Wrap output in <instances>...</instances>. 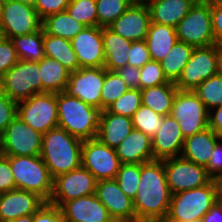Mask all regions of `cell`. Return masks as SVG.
<instances>
[{
  "label": "cell",
  "mask_w": 222,
  "mask_h": 222,
  "mask_svg": "<svg viewBox=\"0 0 222 222\" xmlns=\"http://www.w3.org/2000/svg\"><path fill=\"white\" fill-rule=\"evenodd\" d=\"M151 59L150 53L145 40L134 41L131 44L128 64L133 67L141 68Z\"/></svg>",
  "instance_id": "45"
},
{
  "label": "cell",
  "mask_w": 222,
  "mask_h": 222,
  "mask_svg": "<svg viewBox=\"0 0 222 222\" xmlns=\"http://www.w3.org/2000/svg\"><path fill=\"white\" fill-rule=\"evenodd\" d=\"M70 0H36L35 9L41 20L58 12L66 11Z\"/></svg>",
  "instance_id": "46"
},
{
  "label": "cell",
  "mask_w": 222,
  "mask_h": 222,
  "mask_svg": "<svg viewBox=\"0 0 222 222\" xmlns=\"http://www.w3.org/2000/svg\"><path fill=\"white\" fill-rule=\"evenodd\" d=\"M19 61L16 49L9 38L0 36V77Z\"/></svg>",
  "instance_id": "43"
},
{
  "label": "cell",
  "mask_w": 222,
  "mask_h": 222,
  "mask_svg": "<svg viewBox=\"0 0 222 222\" xmlns=\"http://www.w3.org/2000/svg\"><path fill=\"white\" fill-rule=\"evenodd\" d=\"M33 222H64L59 207L45 202L34 214Z\"/></svg>",
  "instance_id": "47"
},
{
  "label": "cell",
  "mask_w": 222,
  "mask_h": 222,
  "mask_svg": "<svg viewBox=\"0 0 222 222\" xmlns=\"http://www.w3.org/2000/svg\"><path fill=\"white\" fill-rule=\"evenodd\" d=\"M193 92L208 111L222 105V70L203 81Z\"/></svg>",
  "instance_id": "35"
},
{
  "label": "cell",
  "mask_w": 222,
  "mask_h": 222,
  "mask_svg": "<svg viewBox=\"0 0 222 222\" xmlns=\"http://www.w3.org/2000/svg\"><path fill=\"white\" fill-rule=\"evenodd\" d=\"M133 3V0H96L98 26L109 27Z\"/></svg>",
  "instance_id": "37"
},
{
  "label": "cell",
  "mask_w": 222,
  "mask_h": 222,
  "mask_svg": "<svg viewBox=\"0 0 222 222\" xmlns=\"http://www.w3.org/2000/svg\"><path fill=\"white\" fill-rule=\"evenodd\" d=\"M162 122L163 116L144 105H141L132 117L133 129L142 131L150 138L159 131Z\"/></svg>",
  "instance_id": "38"
},
{
  "label": "cell",
  "mask_w": 222,
  "mask_h": 222,
  "mask_svg": "<svg viewBox=\"0 0 222 222\" xmlns=\"http://www.w3.org/2000/svg\"><path fill=\"white\" fill-rule=\"evenodd\" d=\"M178 88L174 82L141 90L142 105L149 107L161 116L170 115Z\"/></svg>",
  "instance_id": "29"
},
{
  "label": "cell",
  "mask_w": 222,
  "mask_h": 222,
  "mask_svg": "<svg viewBox=\"0 0 222 222\" xmlns=\"http://www.w3.org/2000/svg\"><path fill=\"white\" fill-rule=\"evenodd\" d=\"M72 47L77 55L80 68L104 67L105 54L102 28L84 27L72 40Z\"/></svg>",
  "instance_id": "18"
},
{
  "label": "cell",
  "mask_w": 222,
  "mask_h": 222,
  "mask_svg": "<svg viewBox=\"0 0 222 222\" xmlns=\"http://www.w3.org/2000/svg\"><path fill=\"white\" fill-rule=\"evenodd\" d=\"M43 46L46 57L59 61L70 72L80 68L71 40L46 34L43 30Z\"/></svg>",
  "instance_id": "31"
},
{
  "label": "cell",
  "mask_w": 222,
  "mask_h": 222,
  "mask_svg": "<svg viewBox=\"0 0 222 222\" xmlns=\"http://www.w3.org/2000/svg\"><path fill=\"white\" fill-rule=\"evenodd\" d=\"M14 189L15 181L9 160L2 156L0 157V194Z\"/></svg>",
  "instance_id": "48"
},
{
  "label": "cell",
  "mask_w": 222,
  "mask_h": 222,
  "mask_svg": "<svg viewBox=\"0 0 222 222\" xmlns=\"http://www.w3.org/2000/svg\"><path fill=\"white\" fill-rule=\"evenodd\" d=\"M132 118L102 111L96 138L111 148L117 147L132 131Z\"/></svg>",
  "instance_id": "26"
},
{
  "label": "cell",
  "mask_w": 222,
  "mask_h": 222,
  "mask_svg": "<svg viewBox=\"0 0 222 222\" xmlns=\"http://www.w3.org/2000/svg\"><path fill=\"white\" fill-rule=\"evenodd\" d=\"M115 72L126 82L129 89H139L140 68L128 64Z\"/></svg>",
  "instance_id": "50"
},
{
  "label": "cell",
  "mask_w": 222,
  "mask_h": 222,
  "mask_svg": "<svg viewBox=\"0 0 222 222\" xmlns=\"http://www.w3.org/2000/svg\"><path fill=\"white\" fill-rule=\"evenodd\" d=\"M212 181L215 186L217 203L222 205V173H220V174L216 175L214 178H212Z\"/></svg>",
  "instance_id": "54"
},
{
  "label": "cell",
  "mask_w": 222,
  "mask_h": 222,
  "mask_svg": "<svg viewBox=\"0 0 222 222\" xmlns=\"http://www.w3.org/2000/svg\"><path fill=\"white\" fill-rule=\"evenodd\" d=\"M82 142L58 126L42 135L40 157L53 179L81 166Z\"/></svg>",
  "instance_id": "2"
},
{
  "label": "cell",
  "mask_w": 222,
  "mask_h": 222,
  "mask_svg": "<svg viewBox=\"0 0 222 222\" xmlns=\"http://www.w3.org/2000/svg\"><path fill=\"white\" fill-rule=\"evenodd\" d=\"M66 11L86 27L98 26L96 0H70Z\"/></svg>",
  "instance_id": "39"
},
{
  "label": "cell",
  "mask_w": 222,
  "mask_h": 222,
  "mask_svg": "<svg viewBox=\"0 0 222 222\" xmlns=\"http://www.w3.org/2000/svg\"><path fill=\"white\" fill-rule=\"evenodd\" d=\"M151 23L146 3H133L109 28L123 38L134 41L145 40Z\"/></svg>",
  "instance_id": "19"
},
{
  "label": "cell",
  "mask_w": 222,
  "mask_h": 222,
  "mask_svg": "<svg viewBox=\"0 0 222 222\" xmlns=\"http://www.w3.org/2000/svg\"><path fill=\"white\" fill-rule=\"evenodd\" d=\"M3 156V141H2V133L0 132V157Z\"/></svg>",
  "instance_id": "57"
},
{
  "label": "cell",
  "mask_w": 222,
  "mask_h": 222,
  "mask_svg": "<svg viewBox=\"0 0 222 222\" xmlns=\"http://www.w3.org/2000/svg\"><path fill=\"white\" fill-rule=\"evenodd\" d=\"M95 195L113 219L136 222L133 200L121 190L115 179L97 181Z\"/></svg>",
  "instance_id": "17"
},
{
  "label": "cell",
  "mask_w": 222,
  "mask_h": 222,
  "mask_svg": "<svg viewBox=\"0 0 222 222\" xmlns=\"http://www.w3.org/2000/svg\"><path fill=\"white\" fill-rule=\"evenodd\" d=\"M17 116L42 135L58 126L57 94L38 93L17 103Z\"/></svg>",
  "instance_id": "9"
},
{
  "label": "cell",
  "mask_w": 222,
  "mask_h": 222,
  "mask_svg": "<svg viewBox=\"0 0 222 222\" xmlns=\"http://www.w3.org/2000/svg\"><path fill=\"white\" fill-rule=\"evenodd\" d=\"M16 49L19 60L39 62L45 57L43 46V28L30 34L10 39Z\"/></svg>",
  "instance_id": "34"
},
{
  "label": "cell",
  "mask_w": 222,
  "mask_h": 222,
  "mask_svg": "<svg viewBox=\"0 0 222 222\" xmlns=\"http://www.w3.org/2000/svg\"><path fill=\"white\" fill-rule=\"evenodd\" d=\"M97 179L83 166L54 178L48 203L61 207L70 200L95 194Z\"/></svg>",
  "instance_id": "14"
},
{
  "label": "cell",
  "mask_w": 222,
  "mask_h": 222,
  "mask_svg": "<svg viewBox=\"0 0 222 222\" xmlns=\"http://www.w3.org/2000/svg\"><path fill=\"white\" fill-rule=\"evenodd\" d=\"M60 210L64 222H109L113 219L95 194L65 202Z\"/></svg>",
  "instance_id": "21"
},
{
  "label": "cell",
  "mask_w": 222,
  "mask_h": 222,
  "mask_svg": "<svg viewBox=\"0 0 222 222\" xmlns=\"http://www.w3.org/2000/svg\"><path fill=\"white\" fill-rule=\"evenodd\" d=\"M10 222H33V214L21 216L13 221H10Z\"/></svg>",
  "instance_id": "55"
},
{
  "label": "cell",
  "mask_w": 222,
  "mask_h": 222,
  "mask_svg": "<svg viewBox=\"0 0 222 222\" xmlns=\"http://www.w3.org/2000/svg\"><path fill=\"white\" fill-rule=\"evenodd\" d=\"M220 140L218 135L210 127H207L185 138L180 156L205 167L212 155V150Z\"/></svg>",
  "instance_id": "24"
},
{
  "label": "cell",
  "mask_w": 222,
  "mask_h": 222,
  "mask_svg": "<svg viewBox=\"0 0 222 222\" xmlns=\"http://www.w3.org/2000/svg\"><path fill=\"white\" fill-rule=\"evenodd\" d=\"M42 93L64 92L69 81L70 71L59 61L44 57L39 62Z\"/></svg>",
  "instance_id": "30"
},
{
  "label": "cell",
  "mask_w": 222,
  "mask_h": 222,
  "mask_svg": "<svg viewBox=\"0 0 222 222\" xmlns=\"http://www.w3.org/2000/svg\"><path fill=\"white\" fill-rule=\"evenodd\" d=\"M221 70V47L218 45L195 47L175 86L178 90L193 91L203 81Z\"/></svg>",
  "instance_id": "6"
},
{
  "label": "cell",
  "mask_w": 222,
  "mask_h": 222,
  "mask_svg": "<svg viewBox=\"0 0 222 222\" xmlns=\"http://www.w3.org/2000/svg\"><path fill=\"white\" fill-rule=\"evenodd\" d=\"M184 140L178 121L171 115L163 116L159 131L151 138L154 160L180 156Z\"/></svg>",
  "instance_id": "20"
},
{
  "label": "cell",
  "mask_w": 222,
  "mask_h": 222,
  "mask_svg": "<svg viewBox=\"0 0 222 222\" xmlns=\"http://www.w3.org/2000/svg\"><path fill=\"white\" fill-rule=\"evenodd\" d=\"M120 165L114 148L97 138L82 142L81 166L90 171L97 181L115 179Z\"/></svg>",
  "instance_id": "13"
},
{
  "label": "cell",
  "mask_w": 222,
  "mask_h": 222,
  "mask_svg": "<svg viewBox=\"0 0 222 222\" xmlns=\"http://www.w3.org/2000/svg\"><path fill=\"white\" fill-rule=\"evenodd\" d=\"M145 41L151 59L161 62L178 41L176 28L151 22Z\"/></svg>",
  "instance_id": "28"
},
{
  "label": "cell",
  "mask_w": 222,
  "mask_h": 222,
  "mask_svg": "<svg viewBox=\"0 0 222 222\" xmlns=\"http://www.w3.org/2000/svg\"><path fill=\"white\" fill-rule=\"evenodd\" d=\"M17 116V103L7 94L0 91V132L6 130L8 124Z\"/></svg>",
  "instance_id": "44"
},
{
  "label": "cell",
  "mask_w": 222,
  "mask_h": 222,
  "mask_svg": "<svg viewBox=\"0 0 222 222\" xmlns=\"http://www.w3.org/2000/svg\"><path fill=\"white\" fill-rule=\"evenodd\" d=\"M150 0H133L134 3H147Z\"/></svg>",
  "instance_id": "58"
},
{
  "label": "cell",
  "mask_w": 222,
  "mask_h": 222,
  "mask_svg": "<svg viewBox=\"0 0 222 222\" xmlns=\"http://www.w3.org/2000/svg\"><path fill=\"white\" fill-rule=\"evenodd\" d=\"M45 201L33 192L14 189L0 194V222L34 214Z\"/></svg>",
  "instance_id": "22"
},
{
  "label": "cell",
  "mask_w": 222,
  "mask_h": 222,
  "mask_svg": "<svg viewBox=\"0 0 222 222\" xmlns=\"http://www.w3.org/2000/svg\"><path fill=\"white\" fill-rule=\"evenodd\" d=\"M145 222H166L165 220H158V221H145Z\"/></svg>",
  "instance_id": "61"
},
{
  "label": "cell",
  "mask_w": 222,
  "mask_h": 222,
  "mask_svg": "<svg viewBox=\"0 0 222 222\" xmlns=\"http://www.w3.org/2000/svg\"><path fill=\"white\" fill-rule=\"evenodd\" d=\"M186 222H202V221H186Z\"/></svg>",
  "instance_id": "62"
},
{
  "label": "cell",
  "mask_w": 222,
  "mask_h": 222,
  "mask_svg": "<svg viewBox=\"0 0 222 222\" xmlns=\"http://www.w3.org/2000/svg\"><path fill=\"white\" fill-rule=\"evenodd\" d=\"M1 91L16 103L42 93L39 63L19 60L1 77Z\"/></svg>",
  "instance_id": "8"
},
{
  "label": "cell",
  "mask_w": 222,
  "mask_h": 222,
  "mask_svg": "<svg viewBox=\"0 0 222 222\" xmlns=\"http://www.w3.org/2000/svg\"><path fill=\"white\" fill-rule=\"evenodd\" d=\"M16 1H19L23 4H26L32 7H35V4H36V0H16Z\"/></svg>",
  "instance_id": "56"
},
{
  "label": "cell",
  "mask_w": 222,
  "mask_h": 222,
  "mask_svg": "<svg viewBox=\"0 0 222 222\" xmlns=\"http://www.w3.org/2000/svg\"><path fill=\"white\" fill-rule=\"evenodd\" d=\"M217 202L213 181L195 189L171 194L166 222L202 221Z\"/></svg>",
  "instance_id": "5"
},
{
  "label": "cell",
  "mask_w": 222,
  "mask_h": 222,
  "mask_svg": "<svg viewBox=\"0 0 222 222\" xmlns=\"http://www.w3.org/2000/svg\"><path fill=\"white\" fill-rule=\"evenodd\" d=\"M104 82V67L79 68L70 72L65 93L84 103L101 109V89Z\"/></svg>",
  "instance_id": "16"
},
{
  "label": "cell",
  "mask_w": 222,
  "mask_h": 222,
  "mask_svg": "<svg viewBox=\"0 0 222 222\" xmlns=\"http://www.w3.org/2000/svg\"><path fill=\"white\" fill-rule=\"evenodd\" d=\"M142 105L141 90L128 89L107 110L117 115H123L132 118L136 110Z\"/></svg>",
  "instance_id": "41"
},
{
  "label": "cell",
  "mask_w": 222,
  "mask_h": 222,
  "mask_svg": "<svg viewBox=\"0 0 222 222\" xmlns=\"http://www.w3.org/2000/svg\"><path fill=\"white\" fill-rule=\"evenodd\" d=\"M115 180L121 190L133 200L140 181V164H121Z\"/></svg>",
  "instance_id": "40"
},
{
  "label": "cell",
  "mask_w": 222,
  "mask_h": 222,
  "mask_svg": "<svg viewBox=\"0 0 222 222\" xmlns=\"http://www.w3.org/2000/svg\"><path fill=\"white\" fill-rule=\"evenodd\" d=\"M194 48L192 45L177 41L163 58L160 65L169 81L175 83L178 80Z\"/></svg>",
  "instance_id": "33"
},
{
  "label": "cell",
  "mask_w": 222,
  "mask_h": 222,
  "mask_svg": "<svg viewBox=\"0 0 222 222\" xmlns=\"http://www.w3.org/2000/svg\"><path fill=\"white\" fill-rule=\"evenodd\" d=\"M169 82L170 81L165 76L160 62L158 61L150 60L140 68V90Z\"/></svg>",
  "instance_id": "42"
},
{
  "label": "cell",
  "mask_w": 222,
  "mask_h": 222,
  "mask_svg": "<svg viewBox=\"0 0 222 222\" xmlns=\"http://www.w3.org/2000/svg\"><path fill=\"white\" fill-rule=\"evenodd\" d=\"M164 169L171 194L200 188L212 181L204 166L181 156L164 159Z\"/></svg>",
  "instance_id": "12"
},
{
  "label": "cell",
  "mask_w": 222,
  "mask_h": 222,
  "mask_svg": "<svg viewBox=\"0 0 222 222\" xmlns=\"http://www.w3.org/2000/svg\"><path fill=\"white\" fill-rule=\"evenodd\" d=\"M197 0H150L151 22L176 28Z\"/></svg>",
  "instance_id": "25"
},
{
  "label": "cell",
  "mask_w": 222,
  "mask_h": 222,
  "mask_svg": "<svg viewBox=\"0 0 222 222\" xmlns=\"http://www.w3.org/2000/svg\"><path fill=\"white\" fill-rule=\"evenodd\" d=\"M208 127L222 140V105L209 111Z\"/></svg>",
  "instance_id": "52"
},
{
  "label": "cell",
  "mask_w": 222,
  "mask_h": 222,
  "mask_svg": "<svg viewBox=\"0 0 222 222\" xmlns=\"http://www.w3.org/2000/svg\"><path fill=\"white\" fill-rule=\"evenodd\" d=\"M114 149L121 164H143L154 160L151 138L136 129H132Z\"/></svg>",
  "instance_id": "23"
},
{
  "label": "cell",
  "mask_w": 222,
  "mask_h": 222,
  "mask_svg": "<svg viewBox=\"0 0 222 222\" xmlns=\"http://www.w3.org/2000/svg\"><path fill=\"white\" fill-rule=\"evenodd\" d=\"M57 111L58 127L82 141L96 138L102 109L60 92L57 93Z\"/></svg>",
  "instance_id": "3"
},
{
  "label": "cell",
  "mask_w": 222,
  "mask_h": 222,
  "mask_svg": "<svg viewBox=\"0 0 222 222\" xmlns=\"http://www.w3.org/2000/svg\"><path fill=\"white\" fill-rule=\"evenodd\" d=\"M85 25L75 20L67 11L58 12L42 20V28L46 34L72 40Z\"/></svg>",
  "instance_id": "32"
},
{
  "label": "cell",
  "mask_w": 222,
  "mask_h": 222,
  "mask_svg": "<svg viewBox=\"0 0 222 222\" xmlns=\"http://www.w3.org/2000/svg\"><path fill=\"white\" fill-rule=\"evenodd\" d=\"M170 115L178 121L184 138L208 127L209 111L193 91H177Z\"/></svg>",
  "instance_id": "11"
},
{
  "label": "cell",
  "mask_w": 222,
  "mask_h": 222,
  "mask_svg": "<svg viewBox=\"0 0 222 222\" xmlns=\"http://www.w3.org/2000/svg\"><path fill=\"white\" fill-rule=\"evenodd\" d=\"M222 140H220L212 150V155L205 166L209 176L214 178L216 175L222 173Z\"/></svg>",
  "instance_id": "51"
},
{
  "label": "cell",
  "mask_w": 222,
  "mask_h": 222,
  "mask_svg": "<svg viewBox=\"0 0 222 222\" xmlns=\"http://www.w3.org/2000/svg\"><path fill=\"white\" fill-rule=\"evenodd\" d=\"M178 41L194 47L216 45L211 18V2L197 0L176 27Z\"/></svg>",
  "instance_id": "7"
},
{
  "label": "cell",
  "mask_w": 222,
  "mask_h": 222,
  "mask_svg": "<svg viewBox=\"0 0 222 222\" xmlns=\"http://www.w3.org/2000/svg\"><path fill=\"white\" fill-rule=\"evenodd\" d=\"M3 156H37L42 150V134L16 116L2 134Z\"/></svg>",
  "instance_id": "15"
},
{
  "label": "cell",
  "mask_w": 222,
  "mask_h": 222,
  "mask_svg": "<svg viewBox=\"0 0 222 222\" xmlns=\"http://www.w3.org/2000/svg\"><path fill=\"white\" fill-rule=\"evenodd\" d=\"M109 222H125V221H122V220H118V219H112L111 221Z\"/></svg>",
  "instance_id": "60"
},
{
  "label": "cell",
  "mask_w": 222,
  "mask_h": 222,
  "mask_svg": "<svg viewBox=\"0 0 222 222\" xmlns=\"http://www.w3.org/2000/svg\"><path fill=\"white\" fill-rule=\"evenodd\" d=\"M42 20L34 7L16 0L0 2V36L13 38L38 31Z\"/></svg>",
  "instance_id": "10"
},
{
  "label": "cell",
  "mask_w": 222,
  "mask_h": 222,
  "mask_svg": "<svg viewBox=\"0 0 222 222\" xmlns=\"http://www.w3.org/2000/svg\"><path fill=\"white\" fill-rule=\"evenodd\" d=\"M212 3H219V4H222V0H208Z\"/></svg>",
  "instance_id": "59"
},
{
  "label": "cell",
  "mask_w": 222,
  "mask_h": 222,
  "mask_svg": "<svg viewBox=\"0 0 222 222\" xmlns=\"http://www.w3.org/2000/svg\"><path fill=\"white\" fill-rule=\"evenodd\" d=\"M211 18L215 43L222 48V4L211 2Z\"/></svg>",
  "instance_id": "49"
},
{
  "label": "cell",
  "mask_w": 222,
  "mask_h": 222,
  "mask_svg": "<svg viewBox=\"0 0 222 222\" xmlns=\"http://www.w3.org/2000/svg\"><path fill=\"white\" fill-rule=\"evenodd\" d=\"M102 38L105 54V65L109 71L128 65V57L132 41L123 38L109 27L102 28Z\"/></svg>",
  "instance_id": "27"
},
{
  "label": "cell",
  "mask_w": 222,
  "mask_h": 222,
  "mask_svg": "<svg viewBox=\"0 0 222 222\" xmlns=\"http://www.w3.org/2000/svg\"><path fill=\"white\" fill-rule=\"evenodd\" d=\"M202 222H222V205L216 202L203 216Z\"/></svg>",
  "instance_id": "53"
},
{
  "label": "cell",
  "mask_w": 222,
  "mask_h": 222,
  "mask_svg": "<svg viewBox=\"0 0 222 222\" xmlns=\"http://www.w3.org/2000/svg\"><path fill=\"white\" fill-rule=\"evenodd\" d=\"M126 82L115 72L104 68V82L101 89V109L106 110L127 90Z\"/></svg>",
  "instance_id": "36"
},
{
  "label": "cell",
  "mask_w": 222,
  "mask_h": 222,
  "mask_svg": "<svg viewBox=\"0 0 222 222\" xmlns=\"http://www.w3.org/2000/svg\"><path fill=\"white\" fill-rule=\"evenodd\" d=\"M170 201L164 160L140 164V181L133 199L136 222L165 220Z\"/></svg>",
  "instance_id": "1"
},
{
  "label": "cell",
  "mask_w": 222,
  "mask_h": 222,
  "mask_svg": "<svg viewBox=\"0 0 222 222\" xmlns=\"http://www.w3.org/2000/svg\"><path fill=\"white\" fill-rule=\"evenodd\" d=\"M10 163L15 189L33 192L49 202L53 192V177L40 155L5 156Z\"/></svg>",
  "instance_id": "4"
}]
</instances>
